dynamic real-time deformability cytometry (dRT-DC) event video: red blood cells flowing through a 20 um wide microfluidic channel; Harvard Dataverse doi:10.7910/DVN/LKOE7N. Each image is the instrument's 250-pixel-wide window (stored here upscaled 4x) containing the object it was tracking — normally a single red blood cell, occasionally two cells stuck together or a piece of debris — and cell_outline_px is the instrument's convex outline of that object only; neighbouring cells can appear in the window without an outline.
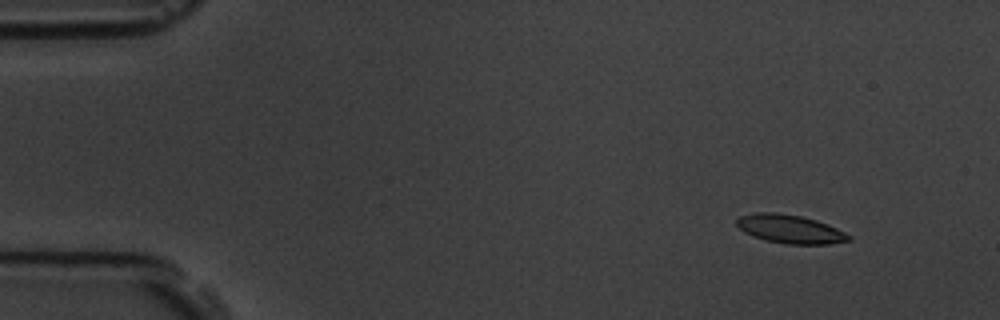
{"species": "common noctule bat (a hibernating species)", "species_latin": "Nyctalus noctula", "temperature_condition": "room temperature", "stored_images_in_passage": 5, "camera_frame_rate_fps": 3000, "um_per_image_px": 0.085, "animal": {"sex": "male", "body_mass_g": 19.5, "forearm_length_mm": 54.6}, "frame": {"image": 1, "passage_image": 2, "time_ms": 1.333, "image_size_px": [1000, 320], "cell_outline_px": [[852, 240], [828, 244], [784, 244], [752, 236], [744, 232], [736, 224], [736, 220], [740, 216], [756, 212], [776, 212], [800, 216], [816, 220], [836, 228], [852, 236]], "centroid_in_image_um": [67.15, 19.47], "position_along_channel_um": 17.9, "area_um2": 18.55}}
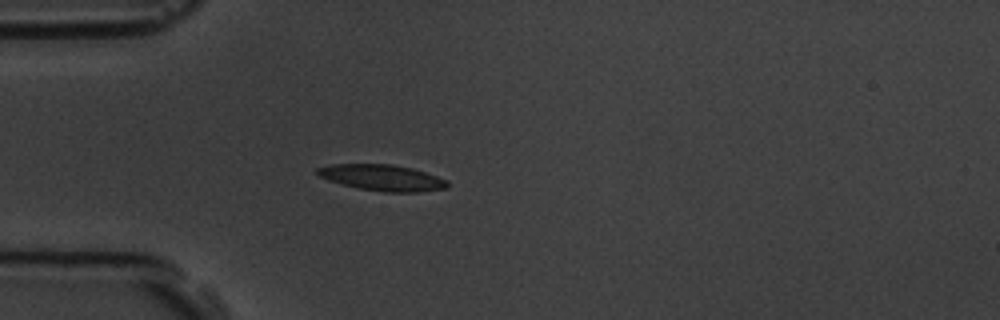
{"frame": {"image": 2, "passage_image": 5, "time_ms": 4.667, "image_size_px": [1000, 320], "cell_outline_px": [[448, 184], [444, 188], [416, 192], [384, 192], [356, 188], [328, 180], [320, 176], [316, 172], [316, 168], [332, 164], [392, 164], [412, 168], [448, 180]], "centroid_in_image_um": [32.45, 15.1], "position_along_channel_um": 52.5, "area_um2": 19.65}}